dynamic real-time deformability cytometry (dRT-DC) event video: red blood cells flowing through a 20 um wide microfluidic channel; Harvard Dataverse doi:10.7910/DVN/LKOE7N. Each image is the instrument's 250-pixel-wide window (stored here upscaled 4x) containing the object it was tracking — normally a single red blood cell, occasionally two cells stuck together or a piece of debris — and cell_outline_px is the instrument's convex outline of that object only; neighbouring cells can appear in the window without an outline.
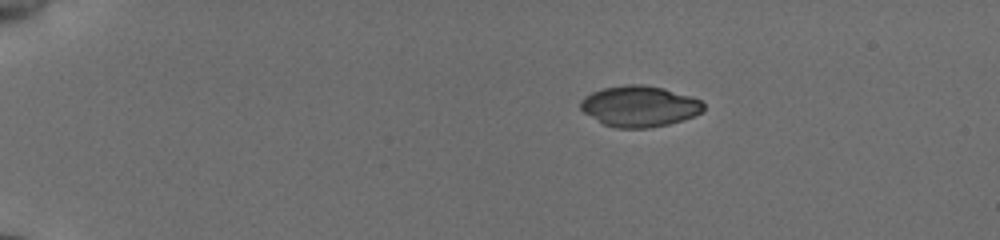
{"species": "common noctule bat (a hibernating species)", "species_latin": "Nyctalus noctula", "temperature_condition": "cold", "stored_images_in_passage": 45, "camera_frame_rate_fps": 3000, "um_per_image_px": 0.085, "animal": {"sex": "female", "body_mass_g": 19.5, "forearm_length_mm": 54.1}, "frame": {"image": 1, "passage_image": 1, "time_ms": 0.0, "image_size_px": [1000, 240], "cell_outline_px": [[704, 108], [700, 112], [692, 116], [668, 124], [648, 128], [616, 128], [604, 124], [584, 112], [580, 108], [580, 100], [584, 96], [592, 92], [604, 88], [628, 84], [644, 84], [664, 88], [692, 96], [700, 100], [704, 104]], "centroid_in_image_um": [54.34, 9.02], "position_along_channel_um": 30.7, "area_um2": 29.19}}
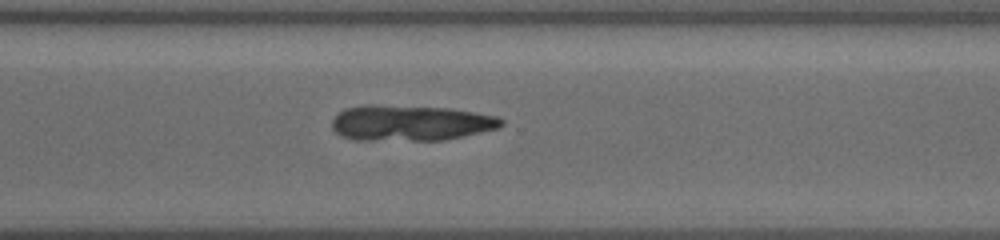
{"frame": {"image": 2, "passage_image": 32, "time_ms": 10.333, "image_size_px": [1000, 240], "cell_outline_px": [[504, 124], [496, 128], [464, 136], [444, 140], [352, 140], [340, 136], [332, 128], [332, 120], [344, 108], [364, 104], [376, 104], [448, 108], [496, 116], [504, 120]], "centroid_in_image_um": [34.83, 10.45], "position_along_channel_um": 335.8, "area_um2": 35.37}}
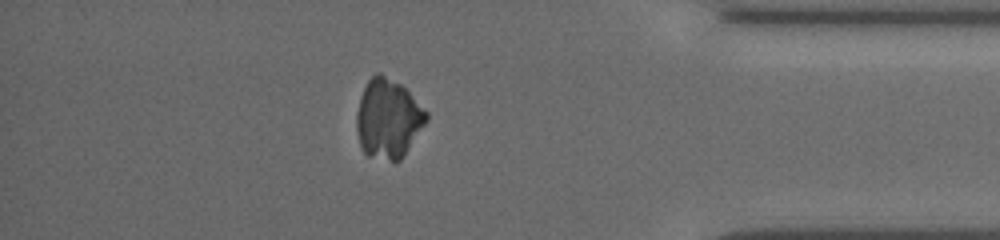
{"frame": {"image": 3, "passage_image": 39, "time_ms": 12.667, "image_size_px": [1000, 240], "cell_outline_px": [[428, 120], [400, 160], [396, 164], [368, 156], [364, 152], [360, 144], [356, 132], [356, 112], [360, 96], [368, 80], [376, 72], [380, 72], [400, 84], [428, 112]], "centroid_in_image_um": [32.97, 10.11], "position_along_channel_um": 402.2, "area_um2": 32.43}}